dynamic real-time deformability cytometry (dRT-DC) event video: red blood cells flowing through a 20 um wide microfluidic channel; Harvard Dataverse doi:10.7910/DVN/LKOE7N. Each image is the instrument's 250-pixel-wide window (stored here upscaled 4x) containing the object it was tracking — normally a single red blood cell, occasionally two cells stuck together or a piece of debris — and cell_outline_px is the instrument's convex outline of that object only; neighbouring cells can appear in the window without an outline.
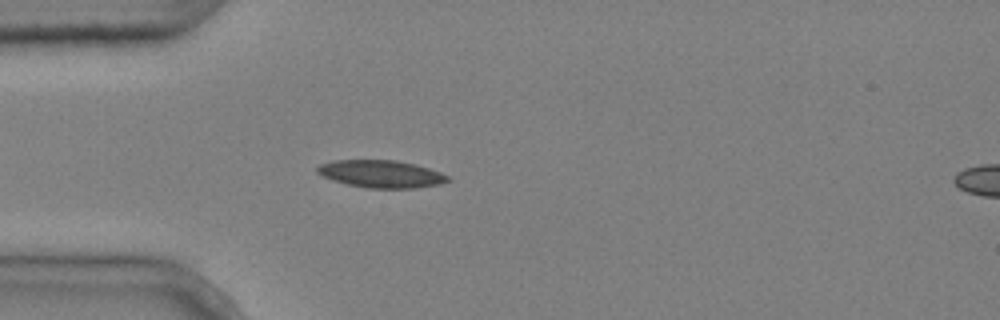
{"species": "common noctule bat (a hibernating species)", "species_latin": "Nyctalus noctula", "temperature_condition": "cold", "stored_images_in_passage": 6, "segment_of_instrument_passage": [1, 2], "camera_frame_rate_fps": 3000, "um_per_image_px": 0.085, "animal": {"sex": "male", "body_mass_g": 20.4}, "frame": {"image": 1, "passage_image": 5, "time_ms": 1.333, "image_size_px": [1000, 320], "cell_outline_px": [[452, 180], [440, 184], [416, 188], [368, 188], [348, 184], [332, 180], [316, 172], [316, 168], [320, 164], [336, 160], [396, 160], [416, 164], [440, 172], [448, 176]], "centroid_in_image_um": [32.42, 14.78], "position_along_channel_um": 52.6, "area_um2": 20.87}}